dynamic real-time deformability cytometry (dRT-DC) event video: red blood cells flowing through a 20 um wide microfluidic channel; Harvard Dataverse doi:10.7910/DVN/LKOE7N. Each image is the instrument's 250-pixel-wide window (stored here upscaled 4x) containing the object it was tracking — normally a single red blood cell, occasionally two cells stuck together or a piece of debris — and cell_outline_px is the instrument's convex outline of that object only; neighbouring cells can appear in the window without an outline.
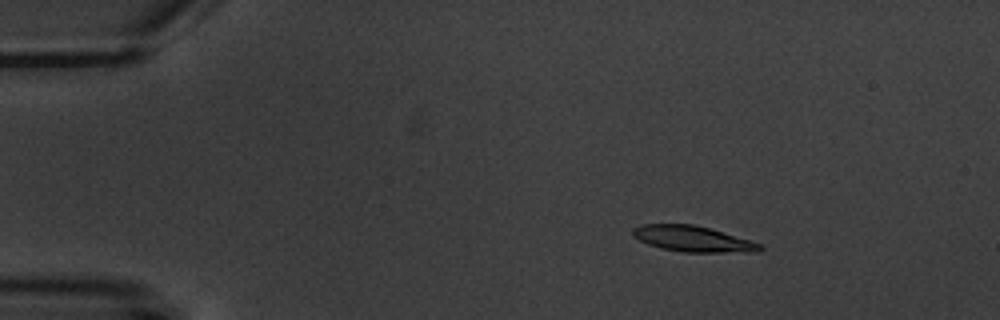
{"species": "common noctule bat (a hibernating species)", "species_latin": "Nyctalus noctula", "temperature_condition": "warm", "stored_images_in_passage": 9, "camera_frame_rate_fps": 3000, "um_per_image_px": 0.085, "animal": {"sex": "male", "body_mass_g": 20.1, "forearm_length_mm": 53.5}, "frame": {"image": 1, "passage_image": 3, "time_ms": 2.667, "image_size_px": [1000, 320], "cell_outline_px": [[764, 248], [760, 252], [684, 252], [660, 248], [648, 244], [640, 240], [632, 232], [632, 228], [640, 224], [692, 224], [712, 228], [752, 240], [760, 244]], "centroid_in_image_um": [58.95, 20.3], "position_along_channel_um": 26.1, "area_um2": 19.31}}
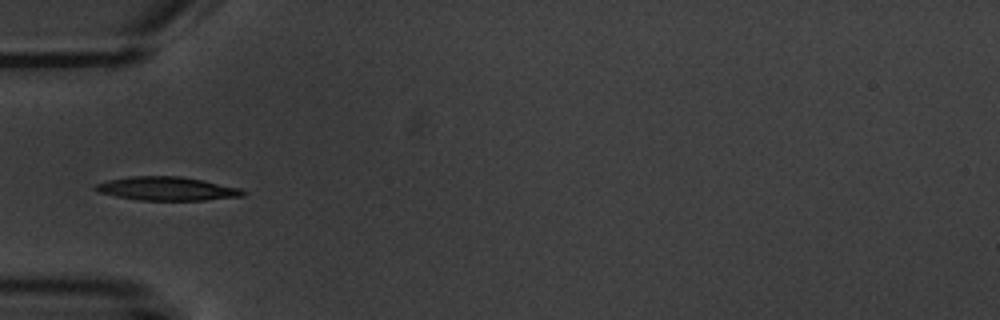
{"frame": {"image": 2, "passage_image": 6, "time_ms": 6.0, "image_size_px": [1000, 320], "cell_outline_px": [[248, 192], [244, 196], [204, 200], [140, 200], [116, 196], [100, 192], [92, 188], [92, 184], [108, 180], [128, 176], [180, 176], [204, 180], [240, 188]], "centroid_in_image_um": [14.18, 16.03], "position_along_channel_um": 70.8, "area_um2": 20.46}}
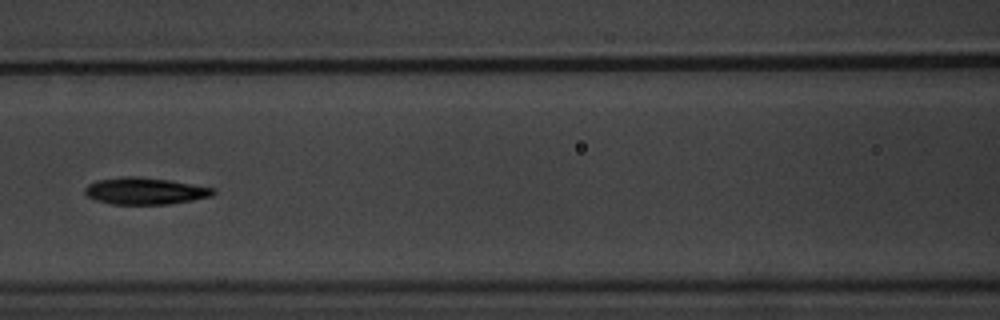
{"frame": {"image": 3, "passage_image": 8, "time_ms": 8.333, "image_size_px": [1000, 320], "cell_outline_px": [[216, 192], [212, 196], [192, 200], [168, 204], [112, 204], [96, 200], [88, 196], [84, 192], [84, 188], [88, 184], [96, 180], [124, 176], [140, 176], [168, 180], [216, 188]], "centroid_in_image_um": [12.32, 16.22], "position_along_channel_um": 154.3, "area_um2": 20.11}}